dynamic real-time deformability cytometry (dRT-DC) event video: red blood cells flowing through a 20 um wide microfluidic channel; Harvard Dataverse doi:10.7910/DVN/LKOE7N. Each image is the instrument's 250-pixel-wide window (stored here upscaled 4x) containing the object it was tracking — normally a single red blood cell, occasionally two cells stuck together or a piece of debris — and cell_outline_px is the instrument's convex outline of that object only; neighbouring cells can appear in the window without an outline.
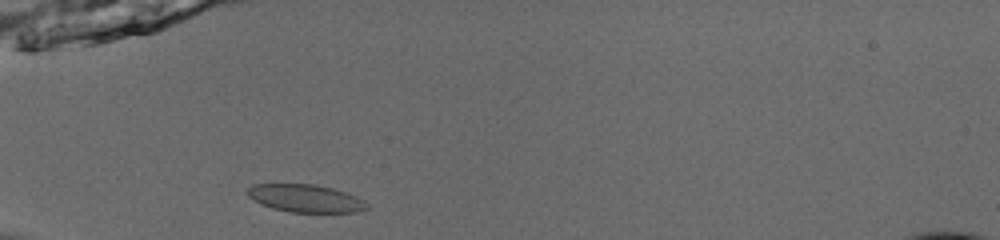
{"species": "common noctule bat (a hibernating species)", "species_latin": "Nyctalus noctula", "temperature_condition": "room temperature", "stored_images_in_passage": 35, "camera_frame_rate_fps": 3000, "um_per_image_px": 0.085, "animal": {"sex": "male", "body_mass_g": 13.0, "forearm_length_mm": 53.1}, "frame": {"image": 1, "passage_image": 1, "time_ms": 0.0, "image_size_px": [1000, 240], "cell_outline_px": [[368, 208], [360, 212], [288, 212], [272, 208], [260, 204], [252, 200], [244, 192], [244, 188], [252, 184], [316, 184], [332, 188], [356, 196], [364, 200], [368, 204]], "centroid_in_image_um": [25.9, 16.85], "position_along_channel_um": 59.1, "area_um2": 19.65}}
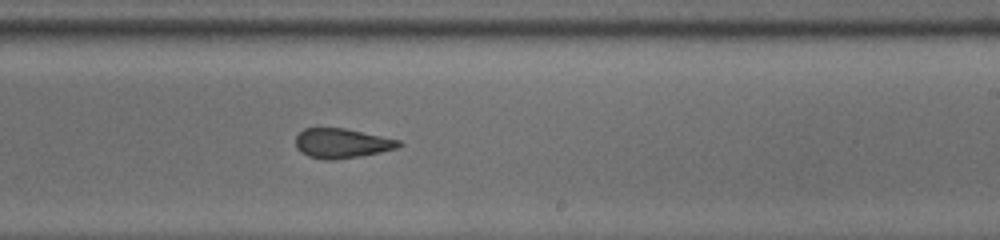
{"frame": {"image": 2, "passage_image": 17, "time_ms": 5.333, "image_size_px": [1000, 240], "cell_outline_px": [[404, 144], [396, 148], [380, 152], [360, 156], [336, 160], [324, 160], [308, 156], [300, 152], [296, 148], [296, 136], [304, 128], [344, 128], [400, 140]], "centroid_in_image_um": [29.04, 12.19], "position_along_channel_um": 260.0, "area_um2": 17.86}}
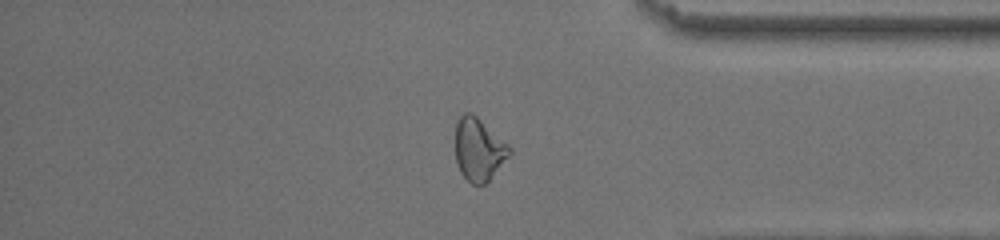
{"frame": {"image": 3, "passage_image": 28, "time_ms": 9.0, "image_size_px": [1000, 240], "cell_outline_px": [[512, 152], [488, 180], [484, 184], [472, 184], [460, 172], [456, 164], [456, 120], [464, 112], [472, 112], [508, 144], [512, 148]], "centroid_in_image_um": [40.68, 12.67], "position_along_channel_um": 394.5, "area_um2": 19.59}, "authors_computed_cell_mechanics": {"area_um2": 18.9006, "velocity_mm_per_s": 3.9295, "shape_relaxation_time_tau1_ms": null, "shape_relaxation_time_tau2_ms": 1.6247, "deformation_change_tau1": null, "deformation_change_tau2": 0.0583}}